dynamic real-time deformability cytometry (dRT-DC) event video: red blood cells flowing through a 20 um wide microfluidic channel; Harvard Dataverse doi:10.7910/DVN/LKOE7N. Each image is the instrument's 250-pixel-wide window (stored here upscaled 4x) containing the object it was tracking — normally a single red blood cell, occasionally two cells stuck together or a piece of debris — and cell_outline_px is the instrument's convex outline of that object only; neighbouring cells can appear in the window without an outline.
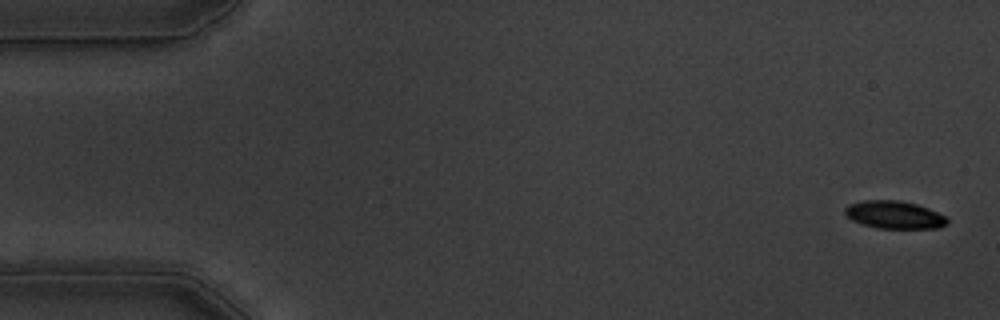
{"species": "common noctule bat (a hibernating species)", "species_latin": "Nyctalus noctula", "temperature_condition": "warm", "stored_images_in_passage": 55, "camera_frame_rate_fps": 3000, "um_per_image_px": 0.085, "animal": {"sex": "male", "body_mass_g": 19.5, "forearm_length_mm": 54.6}, "frame": {"image": 1, "passage_image": 1, "time_ms": 0.0, "image_size_px": [1000, 320], "cell_outline_px": [[948, 224], [940, 228], [880, 228], [864, 224], [852, 220], [844, 212], [844, 208], [848, 204], [864, 200], [900, 200], [916, 204], [928, 208], [944, 216], [948, 220]], "centroid_in_image_um": [76.02, 18.25], "position_along_channel_um": 9.0, "area_um2": 16.42}}
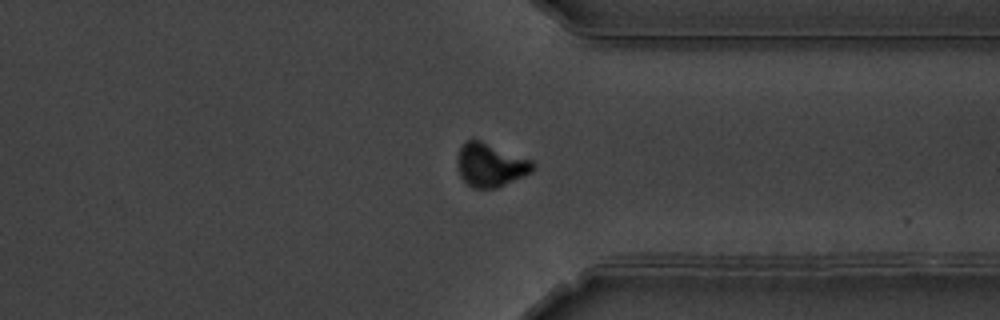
{"frame": {"image": 2, "passage_image": 42, "time_ms": 13.667, "image_size_px": [1000, 320], "cell_outline_px": [[536, 168], [532, 172], [524, 176], [496, 188], [472, 188], [460, 176], [456, 160], [460, 148], [464, 140], [480, 140], [532, 160], [536, 164]], "centroid_in_image_um": [41.7, 14.02], "position_along_channel_um": 369.7, "area_um2": 19.19}}
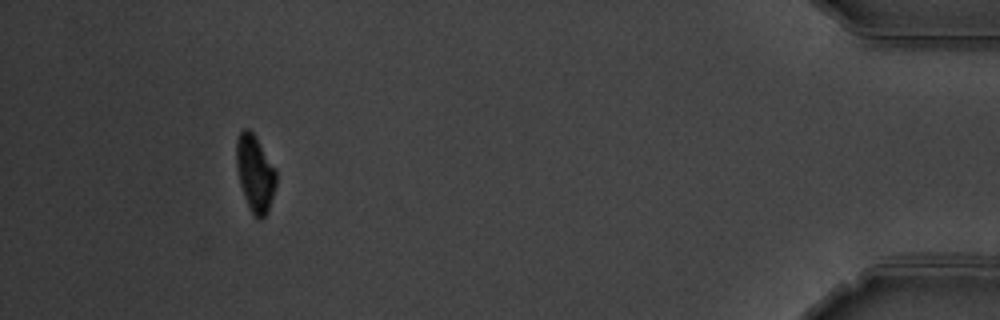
{"frame": {"image": 3, "passage_image": 51, "time_ms": 16.667, "image_size_px": [1000, 320], "cell_outline_px": [[276, 184], [268, 212], [260, 220], [252, 212], [244, 196], [240, 184], [236, 168], [236, 140], [240, 132], [244, 128], [248, 128], [256, 136], [276, 168]], "centroid_in_image_um": [21.68, 14.69], "position_along_channel_um": 413.5, "area_um2": 17.8}, "authors_computed_cell_mechanics": {"area_um2": 18.5538, "velocity_mm_per_s": 3.6029, "shape_relaxation_time_tau1_ms": 3.234, "shape_relaxation_time_tau2_ms": 11.2929, "deformation_change_tau1": 0.1455, "deformation_change_tau2": 0.1504}}